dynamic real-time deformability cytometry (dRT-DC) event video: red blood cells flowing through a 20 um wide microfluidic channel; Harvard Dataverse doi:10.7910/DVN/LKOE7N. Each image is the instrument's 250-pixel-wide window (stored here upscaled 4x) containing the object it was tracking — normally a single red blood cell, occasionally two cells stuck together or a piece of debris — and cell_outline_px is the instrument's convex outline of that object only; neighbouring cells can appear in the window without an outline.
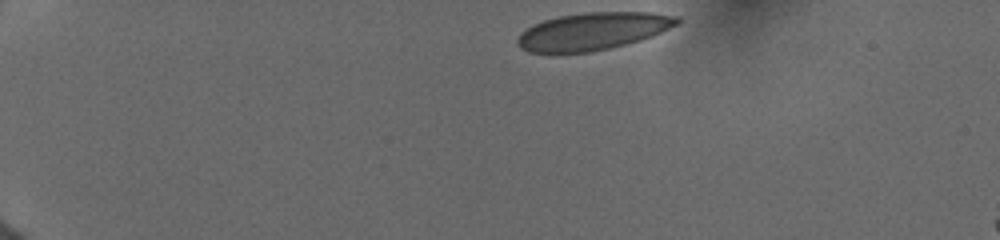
{"species": "human", "species_latin": "Homo sapiens", "temperature_condition": "cold", "stored_images_in_passage": 79, "camera_frame_rate_fps": 3000, "um_per_image_px": 0.085, "donor": {"sex": "female"}, "frame": {"image": 1, "passage_image": 1, "time_ms": 0.0, "image_size_px": [1000, 240], "cell_outline_px": [[680, 20], [676, 24], [652, 36], [640, 40], [608, 48], [588, 52], [528, 52], [520, 48], [516, 44], [516, 40], [520, 32], [532, 24], [544, 20], [560, 16], [584, 12], [648, 12], [680, 16]], "centroid_in_image_um": [50.35, 2.64], "position_along_channel_um": 34.7, "area_um2": 34.62}}
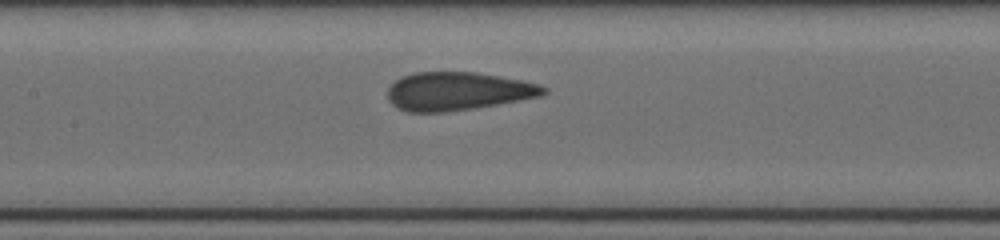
{"frame": {"image": 2, "passage_image": 33, "time_ms": 5.667, "image_size_px": [1000, 240], "cell_outline_px": [[548, 92], [540, 96], [496, 104], [472, 108], [444, 112], [408, 112], [396, 108], [388, 100], [388, 88], [400, 76], [412, 72], [476, 72], [520, 80], [540, 84], [548, 88]], "centroid_in_image_um": [38.87, 7.75], "position_along_channel_um": 168.5, "area_um2": 34.74}}
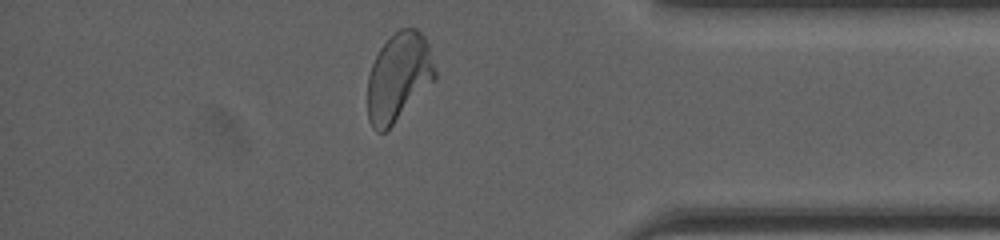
{"frame": {"image": 3, "passage_image": 66, "time_ms": 12.0, "image_size_px": [1000, 240], "cell_outline_px": [[436, 80], [384, 132], [376, 132], [372, 128], [368, 120], [368, 76], [372, 64], [380, 48], [400, 28], [416, 28], [424, 36], [428, 44], [436, 72]], "centroid_in_image_um": [33.88, 6.56], "position_along_channel_um": 401.3, "area_um2": 34.45}}